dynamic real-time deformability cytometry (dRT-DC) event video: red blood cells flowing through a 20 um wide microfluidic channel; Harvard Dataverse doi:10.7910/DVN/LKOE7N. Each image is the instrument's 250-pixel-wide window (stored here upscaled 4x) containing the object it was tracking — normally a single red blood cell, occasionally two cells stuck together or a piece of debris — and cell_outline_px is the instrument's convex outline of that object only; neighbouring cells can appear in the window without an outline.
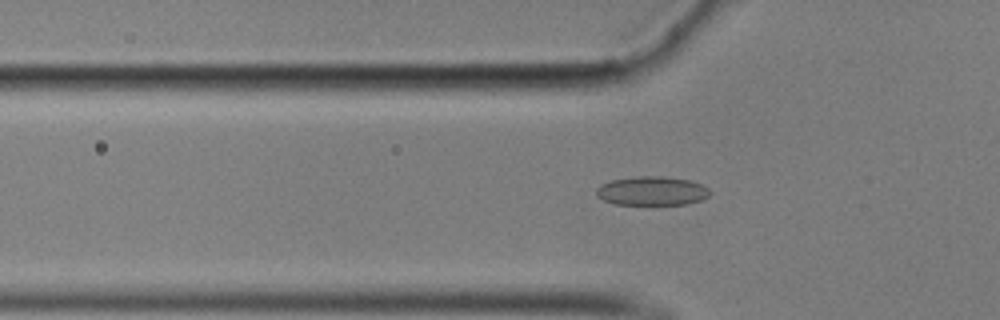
{"species": "common noctule bat (a hibernating species)", "species_latin": "Nyctalus noctula", "temperature_condition": "cold", "stored_images_in_passage": 58, "camera_frame_rate_fps": 3000, "um_per_image_px": 0.085, "animal": {"sex": "male", "body_mass_g": 17.9}, "frame": {"image": 1, "passage_image": 19, "time_ms": 6.0, "image_size_px": [1000, 320], "cell_outline_px": [[712, 192], [708, 196], [700, 200], [688, 204], [616, 204], [604, 200], [596, 196], [596, 188], [600, 184], [612, 180], [636, 176], [660, 176], [688, 180], [700, 184], [708, 188]], "centroid_in_image_um": [55.4, 16.23], "position_along_channel_um": 70.4, "area_um2": 19.07}}
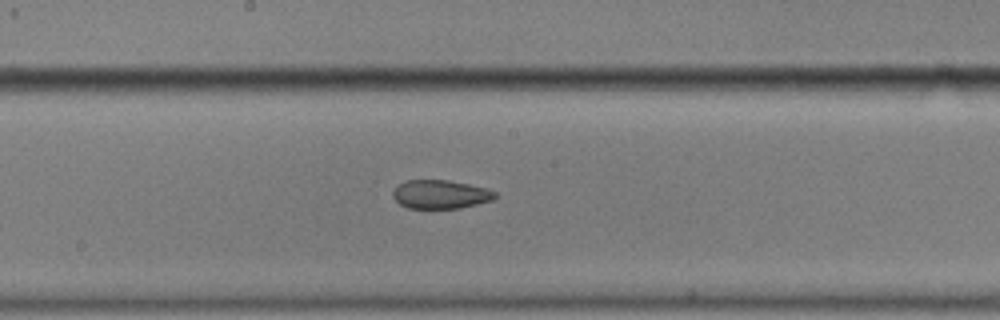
{"frame": {"image": 2, "passage_image": 31, "time_ms": 10.0, "image_size_px": [1000, 320], "cell_outline_px": [[496, 196], [492, 200], [460, 208], [408, 208], [400, 204], [392, 196], [392, 192], [404, 180], [448, 180], [468, 184], [484, 188], [496, 192]], "centroid_in_image_um": [37.41, 16.52], "position_along_channel_um": 210.8, "area_um2": 16.88}}
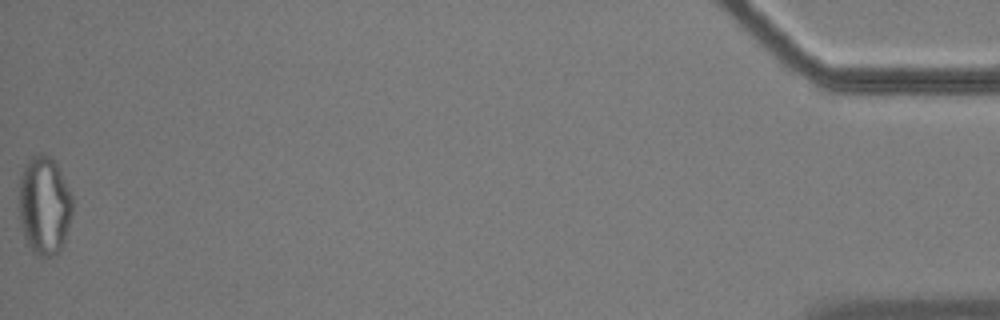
{"frame": {"image": 3, "passage_image": 58, "time_ms": 19.0, "image_size_px": [1000, 320], "cell_outline_px": [[72, 212], [64, 244], [52, 256], [44, 260], [32, 252], [24, 240], [20, 224], [20, 172], [24, 164], [36, 152], [44, 152], [56, 160], [72, 196]], "centroid_in_image_um": [3.76, 17.45], "position_along_channel_um": 431.4, "area_um2": 31.44}, "authors_computed_cell_mechanics": {"area_um2": 19.363, "velocity_mm_per_s": 3.4874, "shape_relaxation_time_tau1_ms": null, "shape_relaxation_time_tau2_ms": 3.1378, "deformation_change_tau1": null, "deformation_change_tau2": 0.083}}